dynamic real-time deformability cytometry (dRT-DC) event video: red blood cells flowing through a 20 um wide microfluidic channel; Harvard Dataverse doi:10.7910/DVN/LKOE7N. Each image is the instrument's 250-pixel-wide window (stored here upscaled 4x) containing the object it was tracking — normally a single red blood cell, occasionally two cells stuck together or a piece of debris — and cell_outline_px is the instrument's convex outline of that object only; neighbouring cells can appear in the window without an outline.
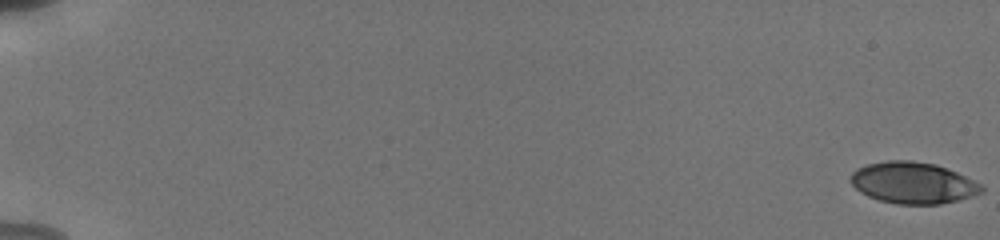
{"species": "human", "species_latin": "Homo sapiens", "temperature_condition": "cold", "stored_images_in_passage": 56, "camera_frame_rate_fps": 3000, "um_per_image_px": 0.085, "donor": {"sex": "male"}, "frame": {"image": 1, "passage_image": 1, "time_ms": 0.0, "image_size_px": [1000, 240], "cell_outline_px": [[984, 192], [960, 200], [940, 204], [896, 204], [880, 200], [868, 196], [860, 192], [852, 184], [852, 172], [856, 168], [868, 164], [888, 160], [912, 160], [936, 164], [956, 172], [980, 184], [984, 188]], "centroid_in_image_um": [77.62, 15.54], "position_along_channel_um": 7.4, "area_um2": 31.56}}
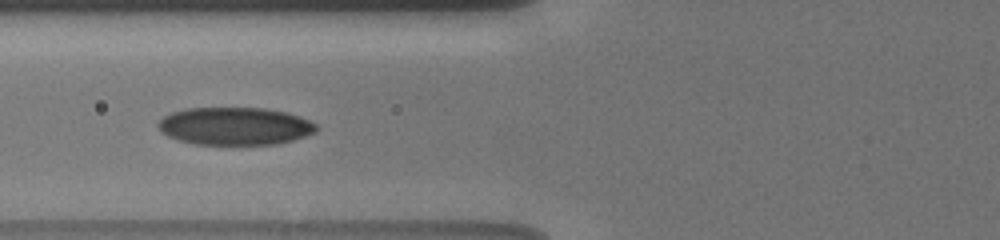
{"frame": {"image": 2, "passage_image": 25, "time_ms": 8.0, "image_size_px": [1000, 240], "cell_outline_px": [[316, 132], [292, 140], [276, 144], [192, 144], [168, 136], [160, 132], [156, 124], [164, 116], [172, 112], [184, 108], [264, 108], [288, 112], [300, 116], [316, 124]], "centroid_in_image_um": [19.94, 10.71], "position_along_channel_um": 105.9, "area_um2": 34.8}}
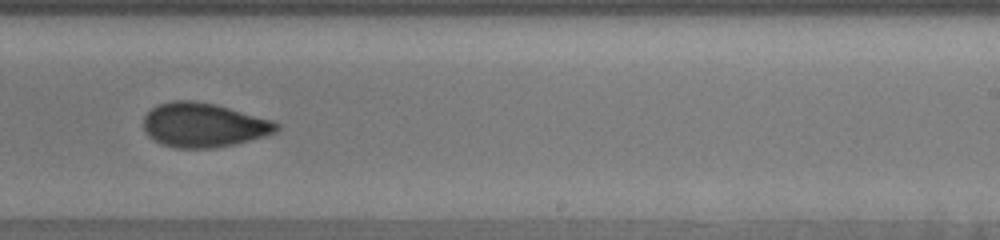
{"frame": {"image": 3, "passage_image": 38, "time_ms": 12.333, "image_size_px": [1000, 240], "cell_outline_px": [[280, 128], [276, 132], [264, 136], [236, 144], [216, 148], [176, 148], [160, 144], [148, 136], [144, 128], [144, 116], [156, 104], [172, 100], [192, 100], [216, 104], [276, 120], [280, 124]], "centroid_in_image_um": [17.34, 10.62], "position_along_channel_um": 271.7, "area_um2": 34.85}, "authors_computed_cell_mechanics": {"area_um2": 33.1194, "velocity_mm_per_s": 3.8308, "shape_relaxation_time_tau1_ms": 4.2829, "shape_relaxation_time_tau2_ms": 2.1467, "deformation_change_tau1": 0.1428, "deformation_change_tau2": 0.0747}}